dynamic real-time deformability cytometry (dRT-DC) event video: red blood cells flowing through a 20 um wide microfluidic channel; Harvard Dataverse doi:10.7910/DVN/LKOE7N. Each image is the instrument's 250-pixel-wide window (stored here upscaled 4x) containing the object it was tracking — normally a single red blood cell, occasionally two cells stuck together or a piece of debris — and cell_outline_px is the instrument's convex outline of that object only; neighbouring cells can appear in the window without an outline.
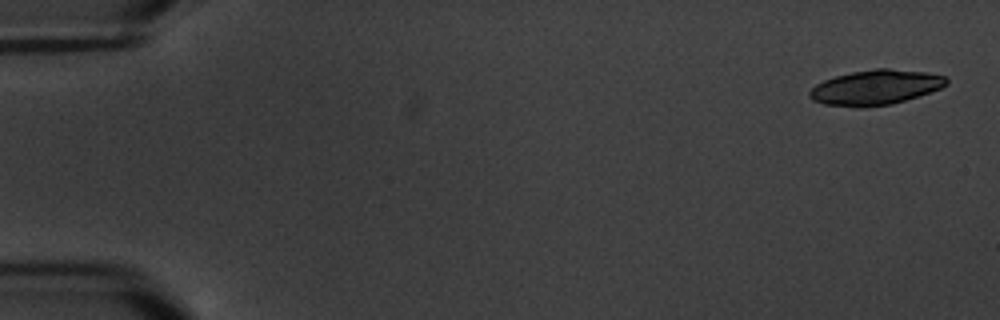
{"species": "common noctule bat (a hibernating species)", "species_latin": "Nyctalus noctula", "temperature_condition": "warm", "stored_images_in_passage": 6, "camera_frame_rate_fps": 3000, "um_per_image_px": 0.085, "animal": {"sex": "male", "body_mass_g": 20.1, "forearm_length_mm": 53.5}, "frame": {"image": 1, "passage_image": 1, "time_ms": 0.0, "image_size_px": [1000, 320], "cell_outline_px": [[948, 84], [940, 88], [892, 104], [864, 108], [856, 108], [824, 104], [812, 100], [808, 96], [808, 92], [816, 84], [824, 80], [836, 76], [852, 72], [876, 68], [888, 68], [924, 72], [944, 76], [948, 80]], "centroid_in_image_um": [74.37, 7.44], "position_along_channel_um": 10.6, "area_um2": 27.8}}
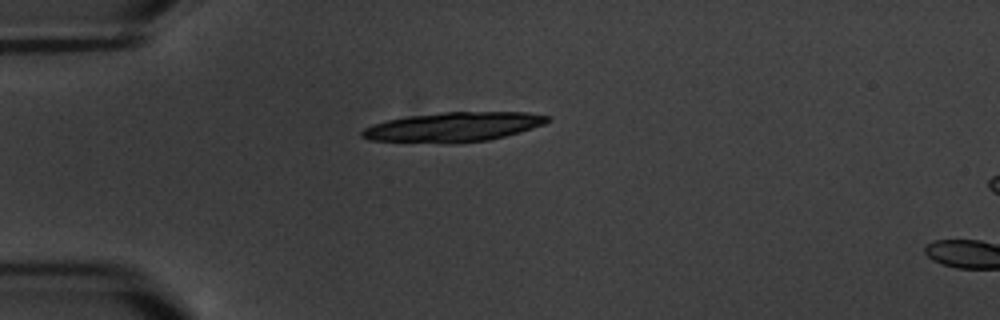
{"frame": {"image": 2, "passage_image": 5, "time_ms": 4.667, "image_size_px": [1000, 320], "cell_outline_px": [[548, 120], [544, 124], [504, 136], [488, 140], [456, 144], [368, 140], [360, 136], [360, 132], [364, 128], [372, 124], [388, 120], [412, 116], [444, 112], [528, 112], [548, 116]], "centroid_in_image_um": [38.48, 10.8], "position_along_channel_um": 46.5, "area_um2": 31.73}}